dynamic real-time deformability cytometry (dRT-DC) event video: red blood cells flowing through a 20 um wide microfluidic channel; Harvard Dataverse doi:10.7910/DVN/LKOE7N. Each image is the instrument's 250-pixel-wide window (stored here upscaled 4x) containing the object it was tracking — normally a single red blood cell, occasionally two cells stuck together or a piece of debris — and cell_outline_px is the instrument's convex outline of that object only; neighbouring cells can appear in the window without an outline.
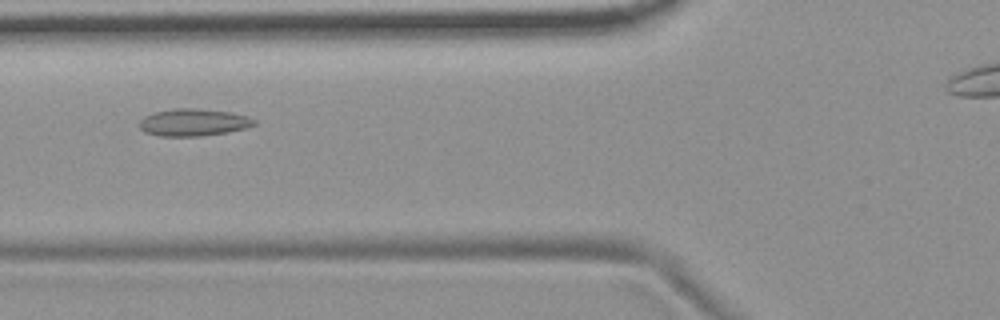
{"species": "common noctule bat (a hibernating species)", "species_latin": "Nyctalus noctula", "temperature_condition": "room temperature", "stored_images_in_passage": 40, "camera_frame_rate_fps": 3000, "um_per_image_px": 0.085, "animal": {"sex": "female", "body_mass_g": 19.9}, "frame": {"image": 1, "passage_image": 11, "time_ms": 3.333, "image_size_px": [1000, 320], "cell_outline_px": [[256, 124], [248, 128], [228, 132], [200, 136], [160, 136], [144, 132], [140, 128], [140, 120], [144, 116], [156, 112], [176, 108], [196, 108], [232, 112], [248, 116], [256, 120]], "centroid_in_image_um": [16.48, 10.4], "position_along_channel_um": 109.3, "area_um2": 18.32}}
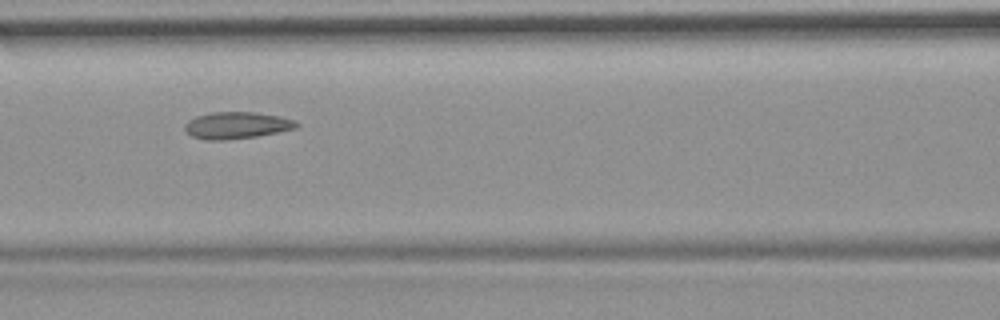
{"frame": {"image": 2, "passage_image": 14, "time_ms": 4.333, "image_size_px": [1000, 320], "cell_outline_px": [[300, 124], [296, 128], [256, 136], [224, 140], [204, 140], [192, 136], [184, 128], [184, 124], [188, 120], [196, 116], [212, 112], [256, 112], [280, 116], [296, 120]], "centroid_in_image_um": [20.12, 10.64], "position_along_channel_um": 146.5, "area_um2": 17.46}}
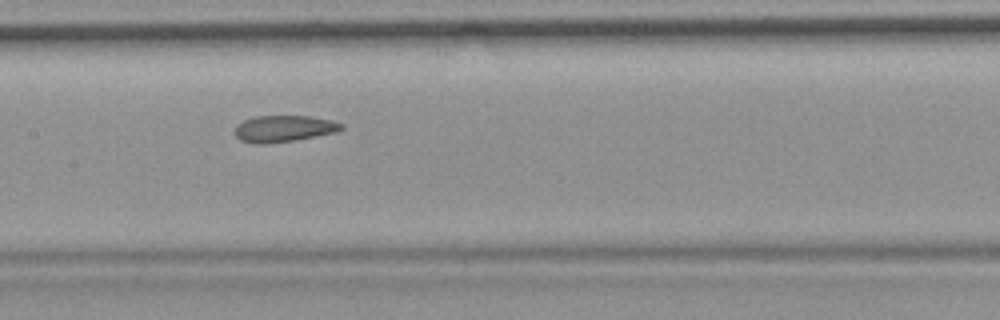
{"frame": {"image": 3, "passage_image": 17, "time_ms": 5.333, "image_size_px": [1000, 320], "cell_outline_px": [[344, 128], [336, 132], [296, 140], [268, 144], [256, 144], [240, 140], [232, 132], [236, 124], [244, 120], [256, 116], [308, 116], [332, 120], [344, 124]], "centroid_in_image_um": [24.09, 10.94], "position_along_channel_um": 183.3, "area_um2": 16.7}, "authors_computed_cell_mechanics": {"area_um2": 17.3111, "velocity_mm_per_s": 3.701, "shape_relaxation_time_tau1_ms": null, "shape_relaxation_time_tau2_ms": 2.2119, "deformation_change_tau1": null, "deformation_change_tau2": 0.0893}}